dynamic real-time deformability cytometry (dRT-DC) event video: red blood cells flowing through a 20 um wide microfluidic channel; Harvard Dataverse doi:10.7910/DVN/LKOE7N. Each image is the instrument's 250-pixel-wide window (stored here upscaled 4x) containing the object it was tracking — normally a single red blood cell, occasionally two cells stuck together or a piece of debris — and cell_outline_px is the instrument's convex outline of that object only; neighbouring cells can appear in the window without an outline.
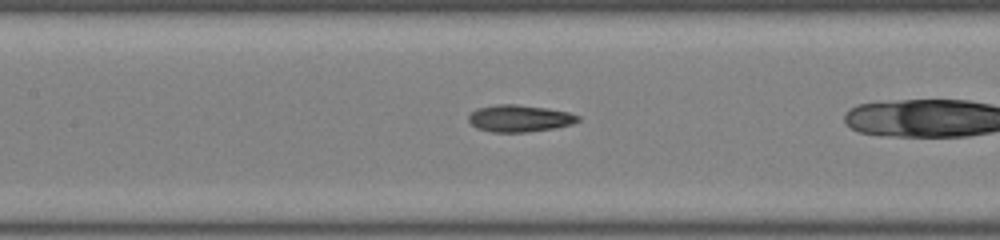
{"species": "common noctule bat (a hibernating species)", "species_latin": "Nyctalus noctula", "temperature_condition": "room temperature", "stored_images_in_passage": 24, "camera_frame_rate_fps": 3000, "um_per_image_px": 0.085, "animal": {"sex": "male", "body_mass_g": 19.0, "forearm_length_mm": 50.8}, "frame": {"image": 1, "passage_image": 8, "time_ms": 2.333, "image_size_px": [1000, 240], "cell_outline_px": [[580, 120], [572, 124], [556, 128], [528, 132], [492, 132], [476, 128], [468, 120], [468, 116], [476, 108], [496, 104], [516, 104], [548, 108], [568, 112], [580, 116]], "centroid_in_image_um": [44.16, 10.06], "position_along_channel_um": 163.2, "area_um2": 17.34}}
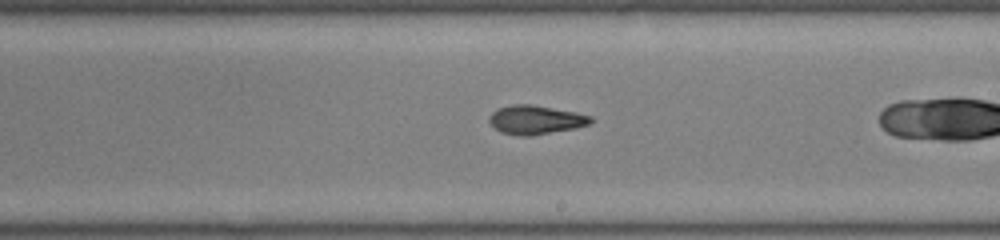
{"frame": {"image": 2, "passage_image": 14, "time_ms": 4.333, "image_size_px": [1000, 240], "cell_outline_px": [[592, 120], [588, 124], [576, 128], [528, 136], [520, 136], [500, 132], [488, 120], [488, 116], [496, 108], [512, 104], [528, 104], [576, 112], [592, 116]], "centroid_in_image_um": [45.49, 10.18], "position_along_channel_um": 243.5, "area_um2": 16.99}}
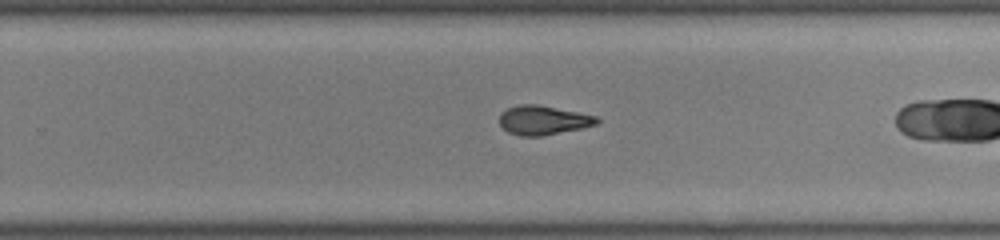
{"frame": {"image": 3, "passage_image": 17, "time_ms": 5.333, "image_size_px": [1000, 240], "cell_outline_px": [[600, 120], [596, 124], [584, 128], [540, 136], [520, 136], [508, 132], [500, 124], [500, 112], [508, 108], [520, 104], [536, 104], [596, 116]], "centroid_in_image_um": [46.15, 10.22], "position_along_channel_um": 283.6, "area_um2": 16.42}}